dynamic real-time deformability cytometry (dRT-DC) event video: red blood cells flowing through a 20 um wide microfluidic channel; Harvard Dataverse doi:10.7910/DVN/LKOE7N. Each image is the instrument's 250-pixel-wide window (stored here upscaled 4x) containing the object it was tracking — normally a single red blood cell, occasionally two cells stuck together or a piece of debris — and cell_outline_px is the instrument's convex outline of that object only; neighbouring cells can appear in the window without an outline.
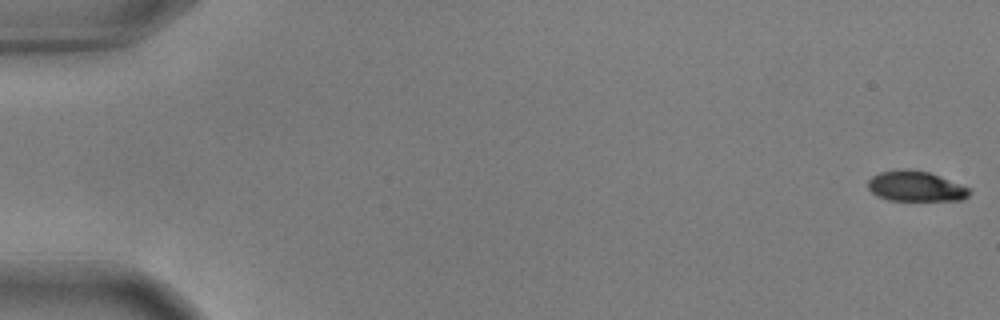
{"species": "common noctule bat (a hibernating species)", "species_latin": "Nyctalus noctula", "temperature_condition": "warm", "stored_images_in_passage": 56, "camera_frame_rate_fps": 3000, "um_per_image_px": 0.085, "animal": {"sex": "male", "body_mass_g": 17.9, "forearm_length_mm": 54.2}, "frame": {"image": 1, "passage_image": 1, "time_ms": 0.0, "image_size_px": [1000, 320], "cell_outline_px": [[972, 192], [964, 200], [888, 200], [876, 196], [868, 188], [868, 180], [872, 176], [880, 172], [904, 168], [908, 168], [928, 172], [972, 188]], "centroid_in_image_um": [77.85, 15.83], "position_along_channel_um": 7.1, "area_um2": 18.09}}
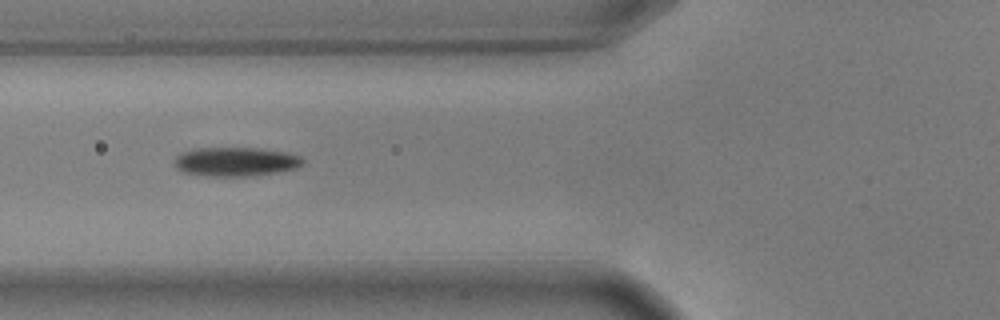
{"frame": {"image": 2, "passage_image": 22, "time_ms": 7.0, "image_size_px": [1000, 320], "cell_outline_px": [[304, 164], [296, 168], [276, 172], [248, 176], [204, 176], [184, 172], [176, 168], [172, 164], [176, 156], [192, 148], [260, 148], [284, 152], [300, 156], [304, 160]], "centroid_in_image_um": [20.0, 13.74], "position_along_channel_um": 105.8, "area_um2": 21.79}}
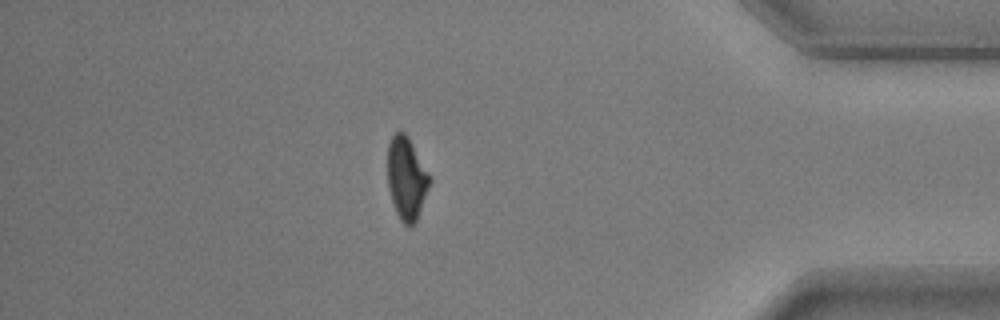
{"frame": {"image": 3, "passage_image": 49, "time_ms": 16.0, "image_size_px": [1000, 320], "cell_outline_px": [[432, 180], [416, 220], [408, 228], [400, 220], [396, 212], [388, 188], [388, 144], [392, 136], [396, 132], [404, 132], [408, 136], [428, 172]], "centroid_in_image_um": [34.55, 15.16], "position_along_channel_um": 400.6, "area_um2": 20.06}, "authors_computed_cell_mechanics": {"area_um2": 20.7213, "velocity_mm_per_s": 3.6547, "shape_relaxation_time_tau1_ms": 2.7443, "shape_relaxation_time_tau2_ms": 6.9721, "deformation_change_tau1": 0.1462, "deformation_change_tau2": 0.1015}}